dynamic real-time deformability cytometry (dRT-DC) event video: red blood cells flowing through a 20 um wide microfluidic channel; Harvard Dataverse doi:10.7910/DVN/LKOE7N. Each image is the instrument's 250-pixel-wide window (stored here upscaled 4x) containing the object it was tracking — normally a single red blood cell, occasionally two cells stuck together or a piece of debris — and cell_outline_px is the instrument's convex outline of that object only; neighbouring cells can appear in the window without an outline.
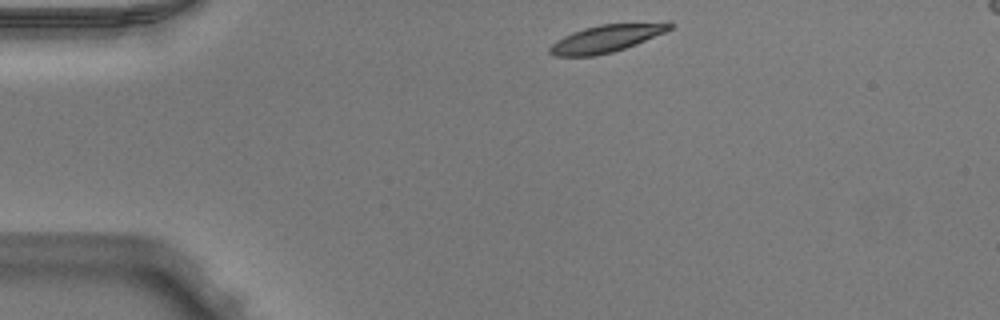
{"species": "Egyptian fruit bat (a non-hibernating species)", "species_latin": "Rousettus aegyptiacus", "temperature_condition": "warm", "stored_images_in_passage": 42, "camera_frame_rate_fps": 3000, "um_per_image_px": 0.085, "animal": {"sex": "male"}, "frame": {"image": 1, "passage_image": 1, "time_ms": 0.0, "image_size_px": [1000, 320], "cell_outline_px": [[676, 24], [672, 28], [664, 32], [636, 44], [612, 52], [596, 56], [552, 56], [548, 52], [548, 48], [556, 40], [572, 32], [584, 28], [600, 24], [668, 20]], "centroid_in_image_um": [51.6, 3.23], "position_along_channel_um": 33.4, "area_um2": 19.71}}
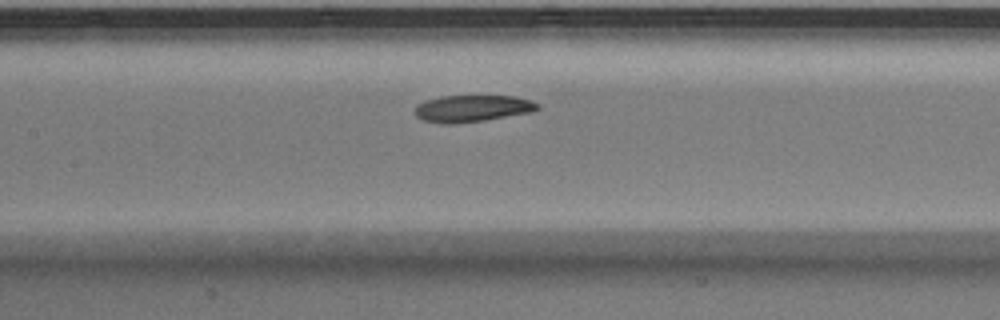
{"frame": {"image": 2, "passage_image": 15, "time_ms": 4.667, "image_size_px": [1000, 320], "cell_outline_px": [[540, 108], [532, 112], [484, 120], [452, 124], [444, 124], [424, 120], [416, 116], [416, 104], [424, 100], [440, 96], [512, 96], [528, 100], [540, 104]], "centroid_in_image_um": [40.12, 9.21], "position_along_channel_um": 167.3, "area_um2": 19.07}}
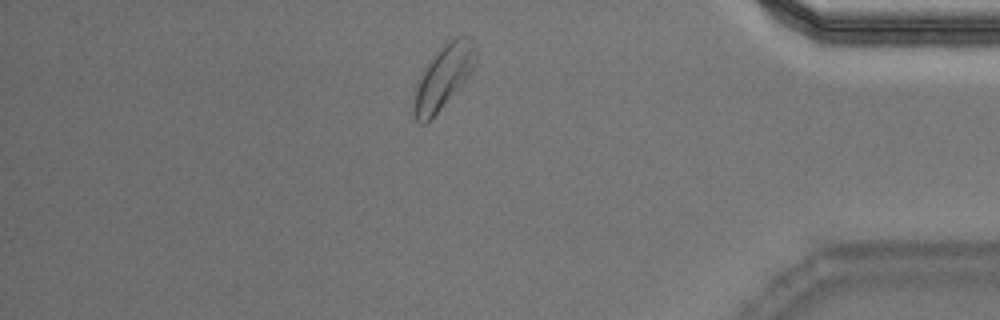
{"frame": {"image": 3, "passage_image": 35, "time_ms": 11.333, "image_size_px": [1000, 320], "cell_outline_px": [[476, 64], [468, 76], [428, 124], [420, 124], [416, 120], [412, 112], [412, 100], [416, 88], [432, 56], [448, 40], [456, 36], [468, 36], [472, 40], [476, 48]], "centroid_in_image_um": [37.68, 6.57], "position_along_channel_um": 397.5, "area_um2": 22.72}, "authors_computed_cell_mechanics": {"area_um2": 19.652, "velocity_mm_per_s": 3.9225, "shape_relaxation_time_tau1_ms": 8.9319, "shape_relaxation_time_tau2_ms": 9.49, "deformation_change_tau1": 0.2176, "deformation_change_tau2": 0.1797}}